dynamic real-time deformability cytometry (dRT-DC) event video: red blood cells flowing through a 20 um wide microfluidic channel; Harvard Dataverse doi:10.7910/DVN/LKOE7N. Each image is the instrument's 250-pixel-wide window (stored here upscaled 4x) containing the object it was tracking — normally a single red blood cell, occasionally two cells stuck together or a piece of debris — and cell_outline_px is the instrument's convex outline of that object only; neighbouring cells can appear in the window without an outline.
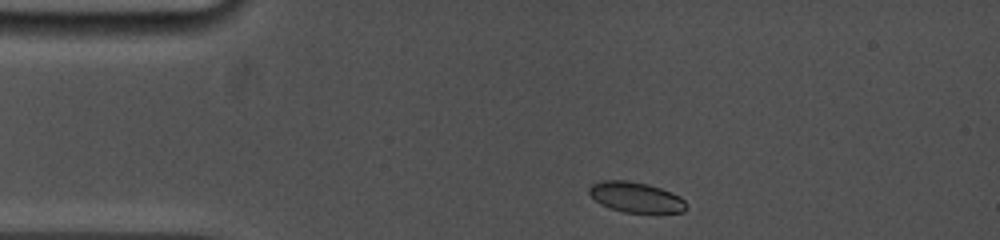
{"species": "common noctule bat (a hibernating species)", "species_latin": "Nyctalus noctula", "temperature_condition": "cold", "stored_images_in_passage": 42, "camera_frame_rate_fps": 5000, "um_per_image_px": 0.085, "animal": {"sex": "female", "body_mass_g": 19.0, "forearm_length_mm": 53.3}, "frame": {"image": 1, "passage_image": 1, "time_ms": 0.0, "image_size_px": [1000, 240], "cell_outline_px": [[688, 208], [684, 212], [624, 212], [600, 204], [588, 192], [588, 188], [592, 184], [600, 180], [628, 180], [648, 184], [672, 192], [680, 196], [688, 204]], "centroid_in_image_um": [54.07, 16.75], "position_along_channel_um": 30.9, "area_um2": 17.22}}
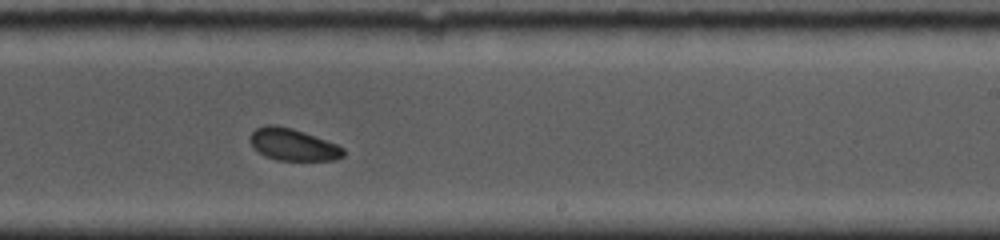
{"frame": {"image": 2, "passage_image": 25, "time_ms": 7.2, "image_size_px": [1000, 240], "cell_outline_px": [[344, 156], [336, 160], [276, 160], [264, 156], [248, 140], [248, 136], [256, 128], [264, 124], [276, 124], [292, 128], [304, 132], [336, 144], [344, 148]], "centroid_in_image_um": [24.88, 12.28], "position_along_channel_um": 264.1, "area_um2": 17.46}}
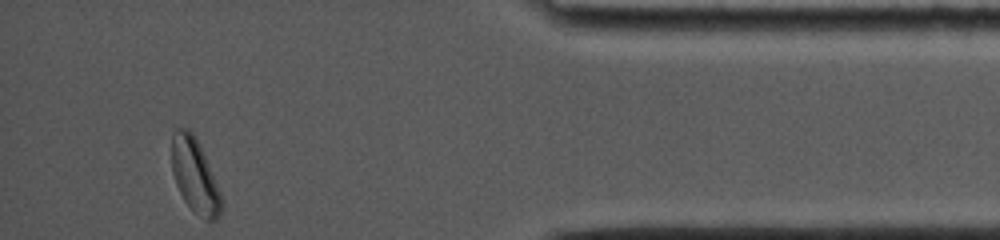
{"frame": {"image": 3, "passage_image": 42, "time_ms": 12.0, "image_size_px": [1000, 240], "cell_outline_px": [[224, 204], [220, 216], [216, 220], [204, 220], [184, 200], [176, 184], [172, 172], [172, 132], [176, 128], [188, 128], [192, 132], [204, 156], [220, 192]], "centroid_in_image_um": [16.56, 14.96], "position_along_channel_um": 418.6, "area_um2": 21.1}, "authors_computed_cell_mechanics": {"area_um2": 18.3515, "velocity_mm_per_s": 3.8487, "shape_relaxation_time_tau1_ms": 1.4562, "shape_relaxation_time_tau2_ms": 4.1291, "deformation_change_tau1": 0.0663, "deformation_change_tau2": 0.0697}}